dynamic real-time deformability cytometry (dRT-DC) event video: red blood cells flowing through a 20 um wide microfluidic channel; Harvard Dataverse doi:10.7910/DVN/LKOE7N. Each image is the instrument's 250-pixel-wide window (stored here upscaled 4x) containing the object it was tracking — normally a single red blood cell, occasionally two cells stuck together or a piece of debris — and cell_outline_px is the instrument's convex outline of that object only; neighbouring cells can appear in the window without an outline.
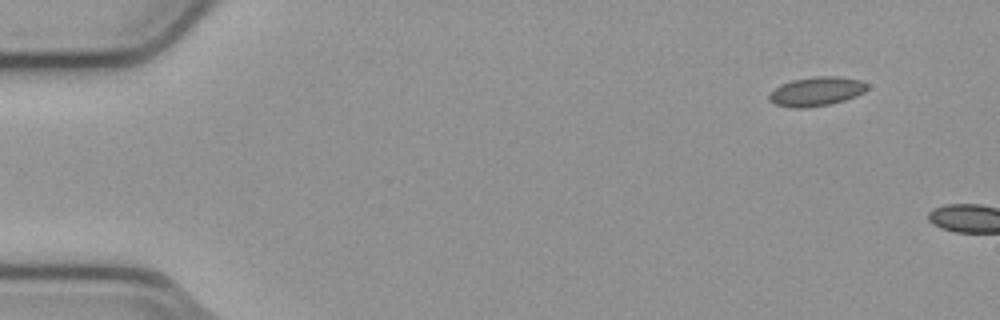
{"species": "common noctule bat (a hibernating species)", "species_latin": "Nyctalus noctula", "temperature_condition": "cold", "stored_images_in_passage": 4, "camera_frame_rate_fps": 3000, "um_per_image_px": 0.085, "animal": {"sex": "male", "body_mass_g": 23.1, "forearm_length_mm": 52.7}, "frame": {"image": 1, "passage_image": 1, "time_ms": 0.0, "image_size_px": [1000, 320], "cell_outline_px": [[868, 88], [864, 92], [856, 96], [832, 104], [804, 108], [792, 108], [776, 104], [768, 100], [768, 92], [780, 84], [792, 80], [816, 76], [840, 76], [860, 80], [868, 84]], "centroid_in_image_um": [69.37, 7.77], "position_along_channel_um": 15.6, "area_um2": 16.88}}